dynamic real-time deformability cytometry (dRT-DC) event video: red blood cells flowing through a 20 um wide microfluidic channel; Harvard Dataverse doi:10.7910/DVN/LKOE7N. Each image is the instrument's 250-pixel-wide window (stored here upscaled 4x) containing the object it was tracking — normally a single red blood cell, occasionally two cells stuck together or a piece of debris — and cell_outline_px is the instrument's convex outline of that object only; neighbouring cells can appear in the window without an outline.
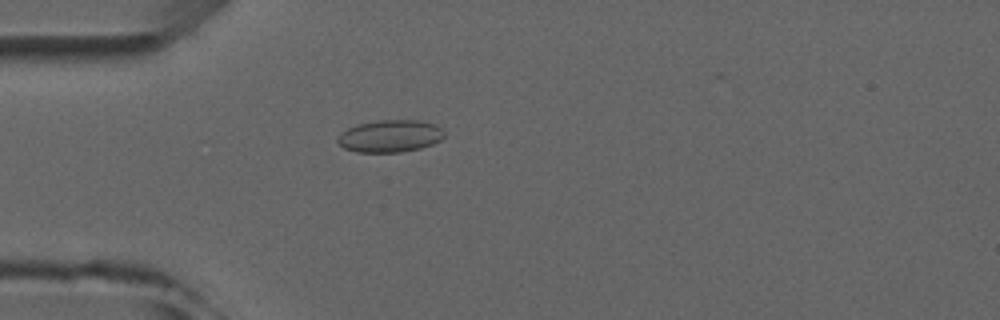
{"species": "common noctule bat (a hibernating species)", "species_latin": "Nyctalus noctula", "temperature_condition": "room temperature", "stored_images_in_passage": 4, "camera_frame_rate_fps": 3000, "um_per_image_px": 0.085, "animal": {"sex": "male", "forearm_length_mm": 52.5}, "frame": {"image": 1, "passage_image": 4, "time_ms": 3.667, "image_size_px": [1000, 320], "cell_outline_px": [[444, 136], [440, 140], [432, 144], [420, 148], [400, 152], [356, 152], [344, 148], [336, 140], [348, 128], [360, 124], [380, 120], [420, 120], [436, 124], [444, 132]], "centroid_in_image_um": [33.19, 11.57], "position_along_channel_um": 51.8, "area_um2": 19.83}}